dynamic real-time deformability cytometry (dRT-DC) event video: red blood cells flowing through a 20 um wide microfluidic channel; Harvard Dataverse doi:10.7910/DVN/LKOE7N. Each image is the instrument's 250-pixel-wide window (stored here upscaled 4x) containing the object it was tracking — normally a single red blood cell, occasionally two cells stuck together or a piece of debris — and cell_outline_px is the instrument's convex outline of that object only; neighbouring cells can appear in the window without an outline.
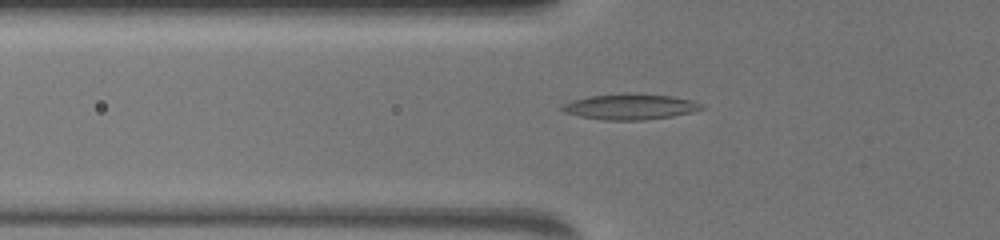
{"species": "common noctule bat (a hibernating species)", "species_latin": "Nyctalus noctula", "temperature_condition": "warm", "stored_images_in_passage": 43, "camera_frame_rate_fps": 3000, "um_per_image_px": 0.085, "animal": {"sex": "female", "body_mass_g": 19.5, "forearm_length_mm": 54.1}, "frame": {"image": 1, "passage_image": 2, "time_ms": 0.333, "image_size_px": [1000, 240], "cell_outline_px": [[704, 108], [692, 112], [672, 116], [644, 120], [604, 120], [580, 116], [564, 112], [560, 108], [560, 104], [572, 100], [592, 96], [628, 92], [672, 96], [692, 100], [700, 104]], "centroid_in_image_um": [53.53, 9.06], "position_along_channel_um": 72.3, "area_um2": 20.92}}
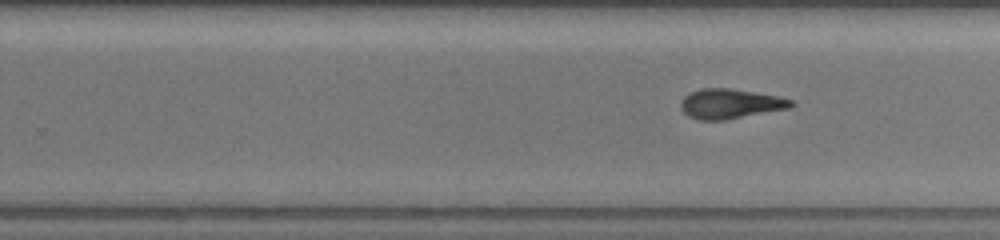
{"frame": {"image": 2, "passage_image": 20, "time_ms": 6.333, "image_size_px": [1000, 240], "cell_outline_px": [[796, 104], [788, 108], [728, 120], [696, 120], [688, 116], [680, 108], [680, 100], [684, 96], [700, 88], [728, 88], [776, 96], [792, 100]], "centroid_in_image_um": [62.02, 8.83], "position_along_channel_um": 267.8, "area_um2": 19.13}}
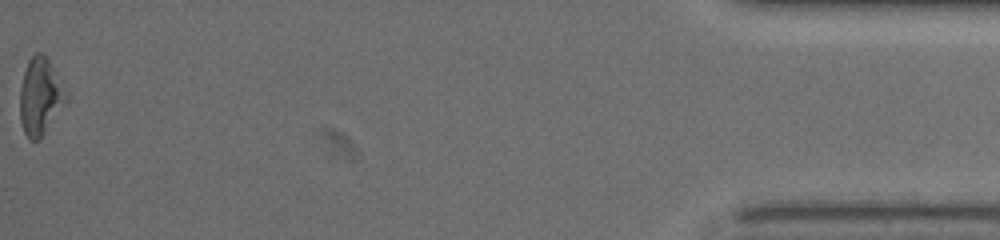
{"frame": {"image": 3, "passage_image": 43, "time_ms": 14.0, "image_size_px": [1000, 240], "cell_outline_px": [[68, 100], [40, 140], [28, 140], [24, 132], [20, 120], [20, 88], [24, 72], [28, 60], [36, 52], [40, 52], [48, 60], [68, 92]], "centroid_in_image_um": [3.43, 8.24], "position_along_channel_um": 431.8, "area_um2": 20.81}}